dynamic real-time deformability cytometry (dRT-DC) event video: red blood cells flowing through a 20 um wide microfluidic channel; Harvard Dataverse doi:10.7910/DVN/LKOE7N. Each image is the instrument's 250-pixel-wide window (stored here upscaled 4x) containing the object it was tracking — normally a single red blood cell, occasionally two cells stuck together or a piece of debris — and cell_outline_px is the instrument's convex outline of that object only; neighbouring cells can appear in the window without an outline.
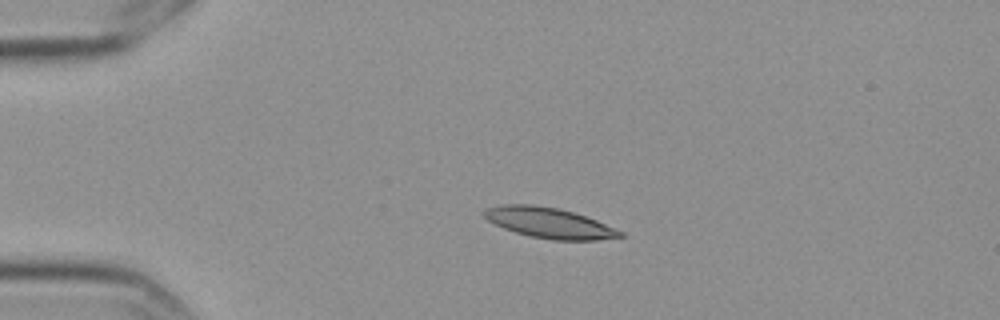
{"species": "Egyptian fruit bat (a non-hibernating species)", "species_latin": "Rousettus aegyptiacus", "temperature_condition": "cold", "stored_images_in_passage": 4, "camera_frame_rate_fps": 3000, "um_per_image_px": 0.085, "frame": {"image": 1, "passage_image": 3, "time_ms": 0.667, "image_size_px": [1000, 320], "cell_outline_px": [[624, 236], [596, 240], [552, 240], [528, 236], [504, 228], [488, 220], [484, 216], [484, 208], [500, 204], [532, 204], [556, 208], [572, 212], [596, 220], [624, 232]], "centroid_in_image_um": [46.66, 18.94], "position_along_channel_um": 38.3, "area_um2": 23.99}}